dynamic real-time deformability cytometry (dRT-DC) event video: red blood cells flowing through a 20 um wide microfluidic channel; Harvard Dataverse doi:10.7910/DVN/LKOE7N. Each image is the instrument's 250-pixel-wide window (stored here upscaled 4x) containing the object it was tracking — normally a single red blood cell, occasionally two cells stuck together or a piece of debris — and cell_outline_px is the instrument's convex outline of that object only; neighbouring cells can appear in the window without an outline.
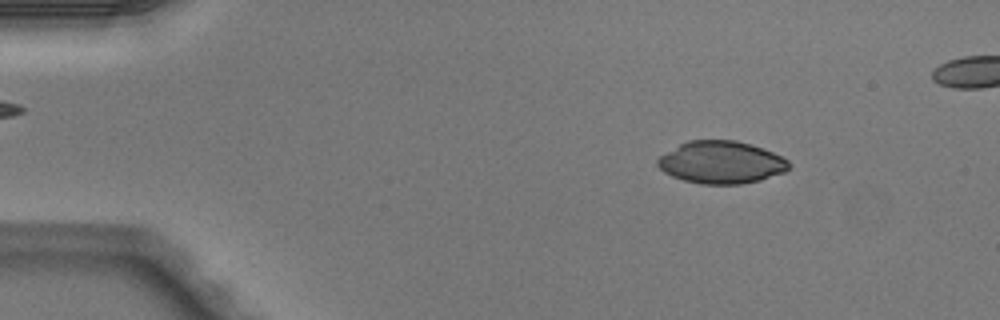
{"species": "Egyptian fruit bat (a non-hibernating species)", "species_latin": "Rousettus aegyptiacus", "temperature_condition": "warm", "stored_images_in_passage": 5, "camera_frame_rate_fps": 3000, "um_per_image_px": 0.085, "animal": {"sex": "male"}, "frame": {"image": 1, "passage_image": 2, "time_ms": 0.333, "image_size_px": [1000, 320], "cell_outline_px": [[792, 168], [784, 172], [760, 180], [740, 184], [700, 184], [684, 180], [672, 176], [664, 172], [656, 164], [656, 160], [660, 156], [680, 144], [688, 140], [736, 140], [752, 144], [772, 152], [788, 160]], "centroid_in_image_um": [61.31, 13.8], "position_along_channel_um": 23.7, "area_um2": 32.48}}